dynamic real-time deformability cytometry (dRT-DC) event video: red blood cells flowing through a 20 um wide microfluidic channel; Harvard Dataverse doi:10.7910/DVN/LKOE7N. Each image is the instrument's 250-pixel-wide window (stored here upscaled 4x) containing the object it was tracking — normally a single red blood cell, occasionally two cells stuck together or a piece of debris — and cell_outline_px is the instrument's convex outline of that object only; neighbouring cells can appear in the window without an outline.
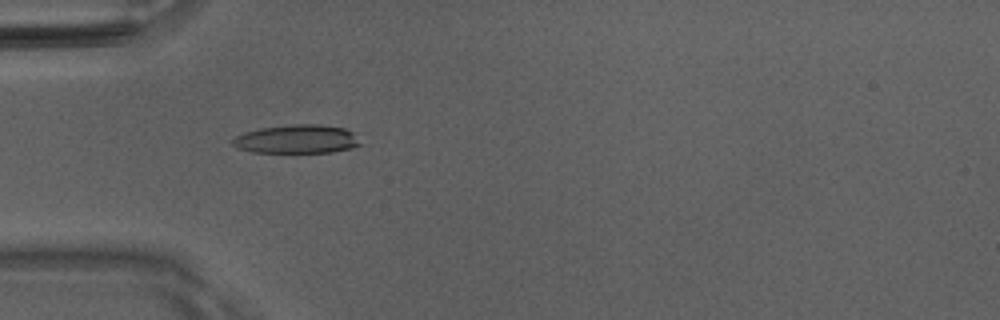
{"species": "Egyptian fruit bat (a non-hibernating species)", "species_latin": "Rousettus aegyptiacus", "temperature_condition": "room temperature", "stored_images_in_passage": 51, "camera_frame_rate_fps": 3000, "um_per_image_px": 0.085, "animal": {"sex": "male"}, "frame": {"image": 1, "passage_image": 16, "time_ms": 5.0, "image_size_px": [1000, 320], "cell_outline_px": [[364, 144], [352, 148], [332, 152], [252, 152], [236, 148], [232, 144], [232, 140], [236, 136], [244, 132], [260, 128], [296, 124], [320, 124], [344, 128], [352, 132]], "centroid_in_image_um": [25.25, 11.83], "position_along_channel_um": 59.7, "area_um2": 21.39}}
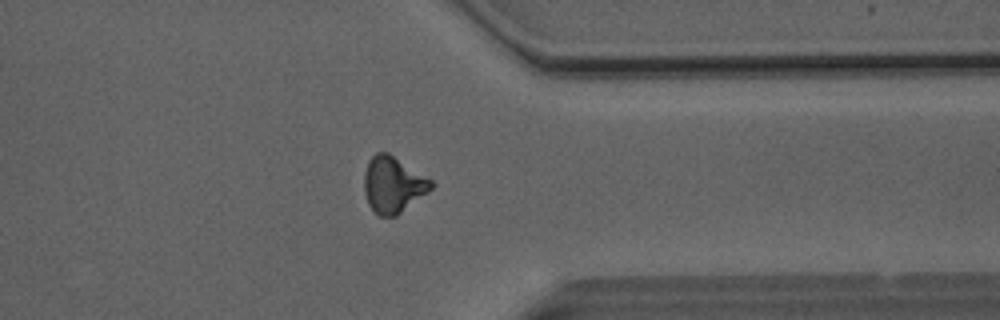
{"frame": {"image": 2, "passage_image": 40, "time_ms": 13.0, "image_size_px": [1000, 320], "cell_outline_px": [[436, 184], [428, 192], [396, 216], [376, 216], [372, 212], [368, 204], [364, 192], [364, 172], [368, 160], [376, 152], [388, 152], [432, 180]], "centroid_in_image_um": [33.39, 15.7], "position_along_channel_um": 378.0, "area_um2": 22.14}}
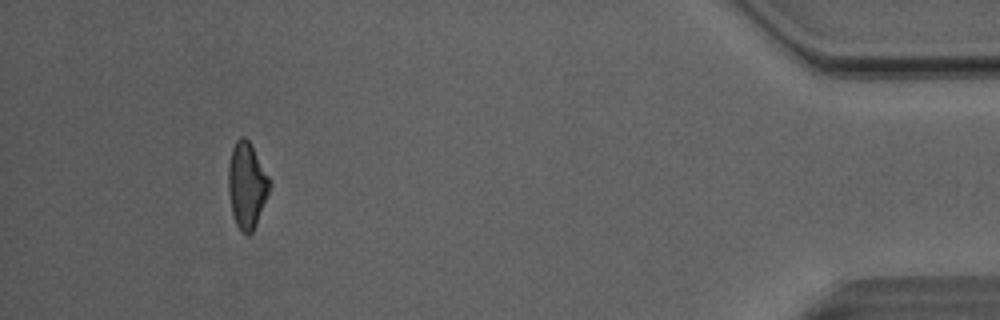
{"frame": {"image": 3, "passage_image": 47, "time_ms": 15.333, "image_size_px": [1000, 320], "cell_outline_px": [[272, 184], [256, 224], [252, 232], [248, 236], [240, 232], [236, 224], [232, 212], [228, 192], [228, 168], [232, 148], [236, 140], [240, 136], [244, 136], [252, 144], [272, 180]], "centroid_in_image_um": [20.99, 15.73], "position_along_channel_um": 414.2, "area_um2": 21.04}, "authors_computed_cell_mechanics": {"area_um2": 21.3282, "velocity_mm_per_s": 4.0985, "shape_relaxation_time_tau1_ms": 5.136, "shape_relaxation_time_tau2_ms": 3.1903, "deformation_change_tau1": 0.1851, "deformation_change_tau2": 0.1268}}